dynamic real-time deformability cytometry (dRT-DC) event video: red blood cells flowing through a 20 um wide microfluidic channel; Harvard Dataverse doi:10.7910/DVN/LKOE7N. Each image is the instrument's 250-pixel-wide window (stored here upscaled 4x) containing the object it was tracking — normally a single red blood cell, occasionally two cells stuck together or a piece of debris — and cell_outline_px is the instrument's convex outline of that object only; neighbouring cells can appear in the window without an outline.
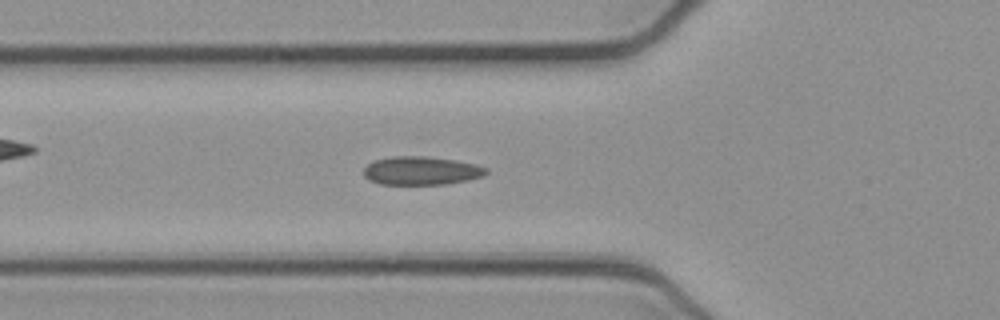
{"species": "common noctule bat (a hibernating species)", "species_latin": "Nyctalus noctula", "temperature_condition": "cold", "stored_images_in_passage": 52, "camera_frame_rate_fps": 3000, "um_per_image_px": 0.085, "animal": {"sex": "female", "body_mass_g": 21.9}, "frame": {"image": 1, "passage_image": 17, "time_ms": 5.333, "image_size_px": [1000, 320], "cell_outline_px": [[488, 172], [484, 176], [444, 184], [380, 184], [368, 180], [364, 176], [364, 168], [372, 160], [392, 156], [424, 156], [456, 160], [488, 168]], "centroid_in_image_um": [35.76, 14.5], "position_along_channel_um": 90.0, "area_um2": 20.23}}
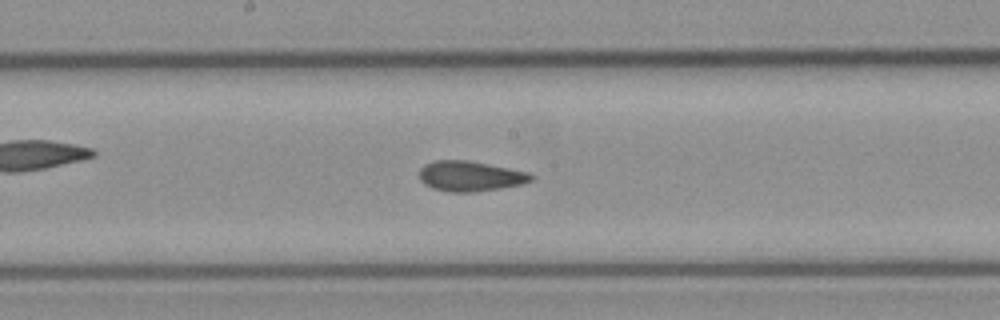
{"frame": {"image": 2, "passage_image": 26, "time_ms": 8.333, "image_size_px": [1000, 320], "cell_outline_px": [[536, 176], [532, 180], [524, 184], [500, 188], [472, 192], [448, 192], [432, 188], [424, 184], [420, 180], [420, 168], [424, 164], [436, 160], [468, 160], [532, 172]], "centroid_in_image_um": [40.01, 14.97], "position_along_channel_um": 208.2, "area_um2": 20.0}}
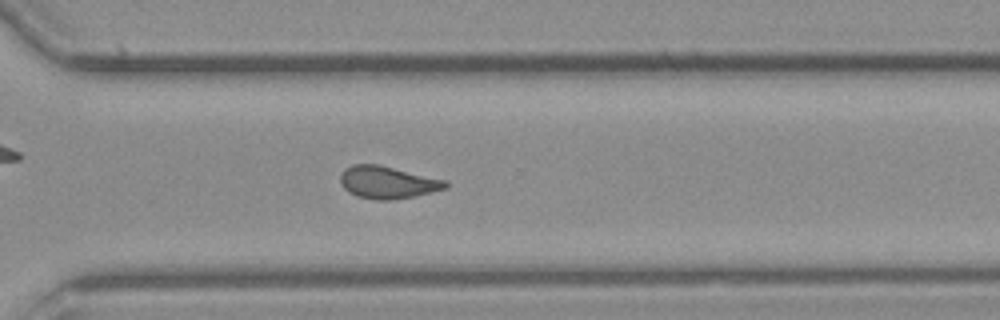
{"frame": {"image": 3, "passage_image": 36, "time_ms": 11.667, "image_size_px": [1000, 320], "cell_outline_px": [[448, 188], [416, 196], [388, 200], [376, 200], [356, 196], [348, 192], [344, 188], [340, 180], [340, 176], [344, 168], [352, 164], [380, 164], [448, 180]], "centroid_in_image_um": [32.97, 15.49], "position_along_channel_um": 337.6, "area_um2": 20.17}, "authors_computed_cell_mechanics": {"area_um2": 19.5942, "velocity_mm_per_s": 3.9008, "shape_relaxation_time_tau1_ms": null, "shape_relaxation_time_tau2_ms": 3.4152, "deformation_change_tau1": null, "deformation_change_tau2": 0.0814}}